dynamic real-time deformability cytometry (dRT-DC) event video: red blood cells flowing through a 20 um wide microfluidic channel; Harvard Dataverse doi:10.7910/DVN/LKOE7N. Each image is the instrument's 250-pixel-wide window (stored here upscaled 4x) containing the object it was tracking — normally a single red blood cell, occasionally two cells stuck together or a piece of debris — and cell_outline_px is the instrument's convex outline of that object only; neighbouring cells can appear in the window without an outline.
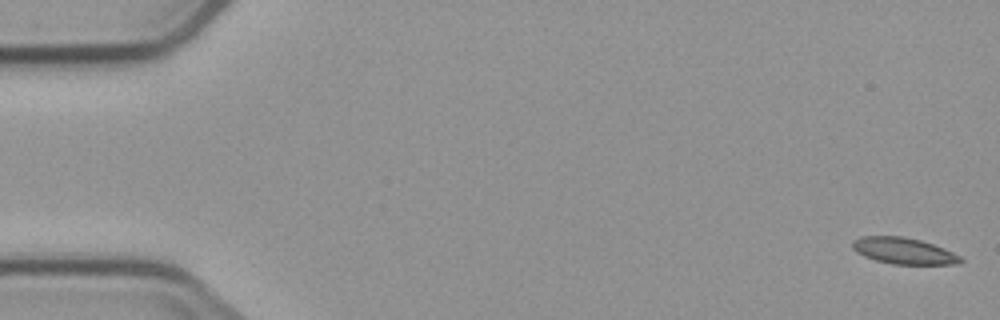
{"species": "common noctule bat (a hibernating species)", "species_latin": "Nyctalus noctula", "temperature_condition": "cold", "stored_images_in_passage": 2, "camera_frame_rate_fps": 3000, "um_per_image_px": 0.085, "animal": {"sex": "male", "body_mass_g": 23.1, "forearm_length_mm": 52.7}, "frame": {"image": 1, "passage_image": 1, "time_ms": 0.0, "image_size_px": [1000, 320], "cell_outline_px": [[964, 260], [952, 264], [892, 264], [876, 260], [864, 256], [856, 252], [852, 248], [852, 240], [860, 236], [900, 236], [920, 240], [944, 248], [960, 256]], "centroid_in_image_um": [76.76, 21.31], "position_along_channel_um": 8.2, "area_um2": 16.47}}